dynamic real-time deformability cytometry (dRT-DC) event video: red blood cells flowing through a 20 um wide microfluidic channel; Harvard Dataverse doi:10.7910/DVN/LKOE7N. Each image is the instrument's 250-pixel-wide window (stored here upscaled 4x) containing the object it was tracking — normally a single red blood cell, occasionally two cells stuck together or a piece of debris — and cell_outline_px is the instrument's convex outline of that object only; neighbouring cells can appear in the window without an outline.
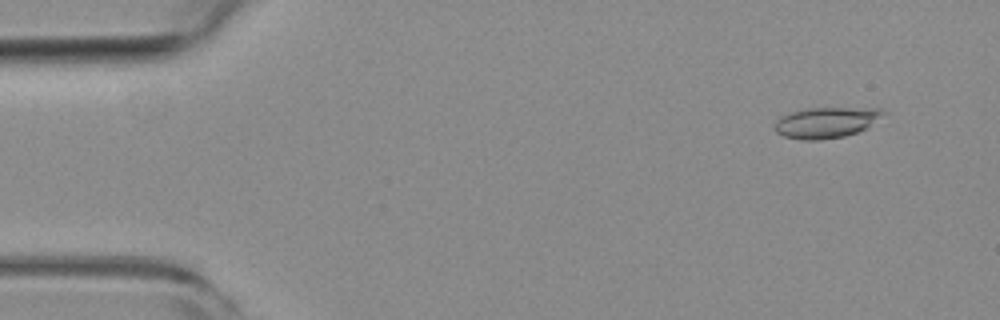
{"species": "common noctule bat (a hibernating species)", "species_latin": "Nyctalus noctula", "temperature_condition": "room temperature", "stored_images_in_passage": 53, "camera_frame_rate_fps": 3000, "um_per_image_px": 0.085, "animal": {"sex": "female", "body_mass_g": 19.3, "forearm_length_mm": 54.1}, "frame": {"image": 1, "passage_image": 4, "time_ms": 1.0, "image_size_px": [1000, 320], "cell_outline_px": [[888, 112], [868, 128], [844, 136], [816, 140], [804, 140], [784, 136], [776, 132], [776, 120], [780, 116], [804, 108], [880, 108]], "centroid_in_image_um": [70.27, 10.4], "position_along_channel_um": 14.7, "area_um2": 19.48}}
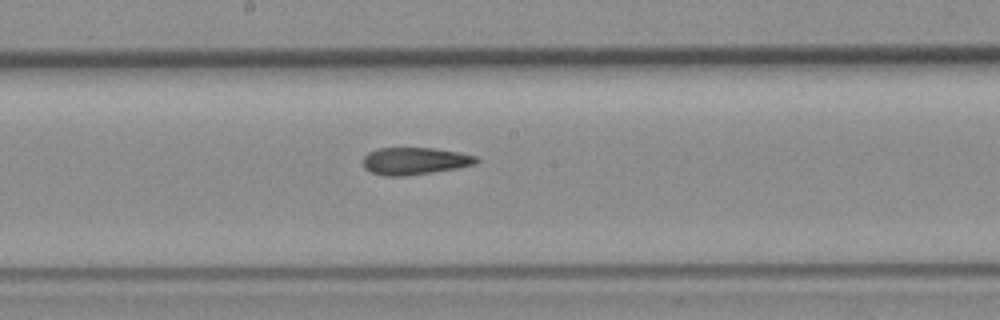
{"frame": {"image": 2, "passage_image": 28, "time_ms": 9.0, "image_size_px": [1000, 320], "cell_outline_px": [[480, 160], [476, 164], [456, 168], [404, 176], [384, 176], [372, 172], [364, 168], [364, 156], [368, 152], [376, 148], [436, 148], [460, 152], [476, 156]], "centroid_in_image_um": [35.26, 13.67], "position_along_channel_um": 212.9, "area_um2": 17.98}}
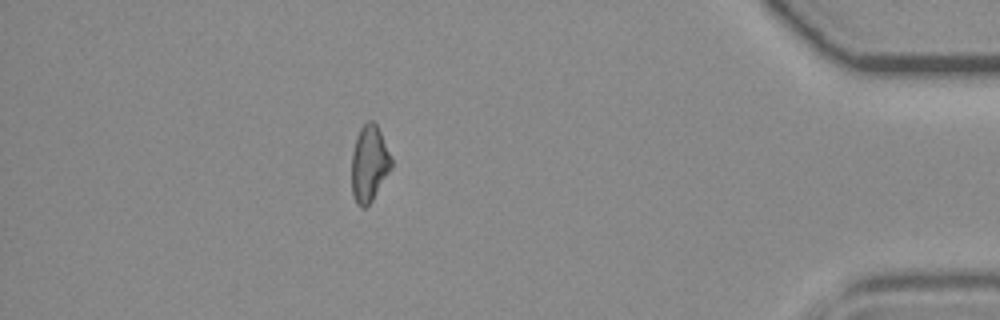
{"frame": {"image": 3, "passage_image": 47, "time_ms": 15.333, "image_size_px": [1000, 320], "cell_outline_px": [[392, 168], [372, 200], [364, 208], [360, 208], [356, 204], [352, 192], [352, 152], [356, 136], [360, 128], [368, 120], [372, 120], [376, 124], [392, 156]], "centroid_in_image_um": [31.39, 13.91], "position_along_channel_um": 403.8, "area_um2": 17.74}, "authors_computed_cell_mechanics": {"area_um2": 18.3804, "velocity_mm_per_s": 3.817, "shape_relaxation_time_tau1_ms": null, "shape_relaxation_time_tau2_ms": 3.8598, "deformation_change_tau1": null, "deformation_change_tau2": 0.1377}}